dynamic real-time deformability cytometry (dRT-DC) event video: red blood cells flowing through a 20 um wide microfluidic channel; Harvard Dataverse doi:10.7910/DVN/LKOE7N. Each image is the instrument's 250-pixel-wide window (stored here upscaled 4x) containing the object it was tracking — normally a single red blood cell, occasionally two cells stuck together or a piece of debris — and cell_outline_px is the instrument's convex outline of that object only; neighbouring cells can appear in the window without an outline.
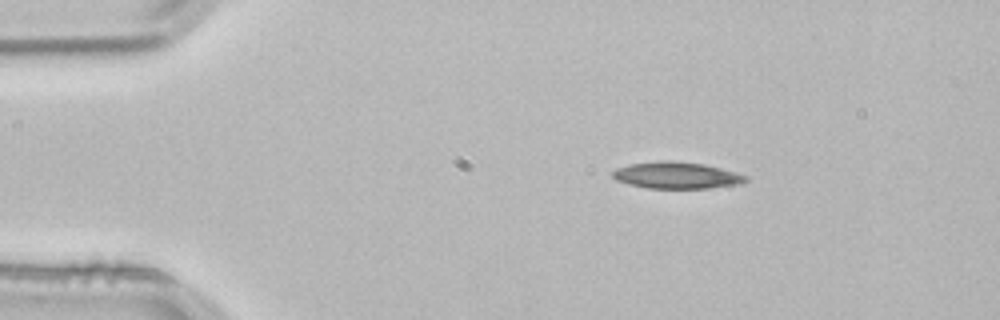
{"species": "common noctule bat (a hibernating species)", "species_latin": "Nyctalus noctula", "temperature_condition": "room temperature", "stored_images_in_passage": 2, "camera_frame_rate_fps": 3000, "um_per_image_px": 0.085, "animal": {"sex": "male", "body_mass_g": 21.5, "forearm_length_mm": 52.0}, "frame": {"image": 1, "passage_image": 1, "time_ms": 0.0, "image_size_px": [1000, 320], "cell_outline_px": [[748, 180], [736, 184], [708, 188], [648, 188], [628, 184], [616, 180], [612, 176], [612, 172], [616, 168], [628, 164], [660, 160], [672, 160], [704, 164], [720, 168], [748, 176]], "centroid_in_image_um": [57.45, 14.89], "position_along_channel_um": 27.5, "area_um2": 20.63}}